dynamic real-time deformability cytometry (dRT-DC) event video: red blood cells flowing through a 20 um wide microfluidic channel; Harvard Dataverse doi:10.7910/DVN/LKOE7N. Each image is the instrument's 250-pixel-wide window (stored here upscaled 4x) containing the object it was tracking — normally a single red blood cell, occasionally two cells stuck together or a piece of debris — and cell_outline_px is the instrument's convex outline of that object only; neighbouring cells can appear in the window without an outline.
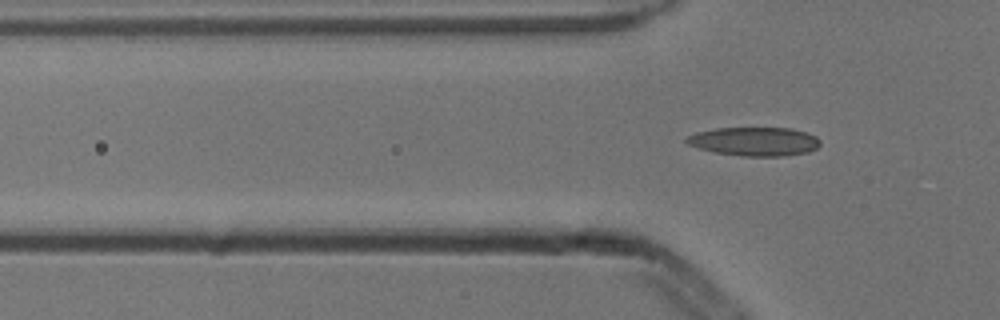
{"species": "common noctule bat (a hibernating species)", "species_latin": "Nyctalus noctula", "temperature_condition": "cold", "stored_images_in_passage": 3, "camera_frame_rate_fps": 3000, "um_per_image_px": 0.085, "animal": {"sex": "male", "body_mass_g": 13.3}, "frame": {"image": 1, "passage_image": 3, "time_ms": 0.667, "image_size_px": [1000, 320], "cell_outline_px": [[820, 144], [816, 148], [808, 152], [780, 156], [740, 156], [716, 152], [700, 148], [688, 144], [684, 140], [688, 136], [696, 132], [716, 128], [792, 128], [816, 136], [820, 140]], "centroid_in_image_um": [64.13, 12.02], "position_along_channel_um": 61.7, "area_um2": 22.25}}